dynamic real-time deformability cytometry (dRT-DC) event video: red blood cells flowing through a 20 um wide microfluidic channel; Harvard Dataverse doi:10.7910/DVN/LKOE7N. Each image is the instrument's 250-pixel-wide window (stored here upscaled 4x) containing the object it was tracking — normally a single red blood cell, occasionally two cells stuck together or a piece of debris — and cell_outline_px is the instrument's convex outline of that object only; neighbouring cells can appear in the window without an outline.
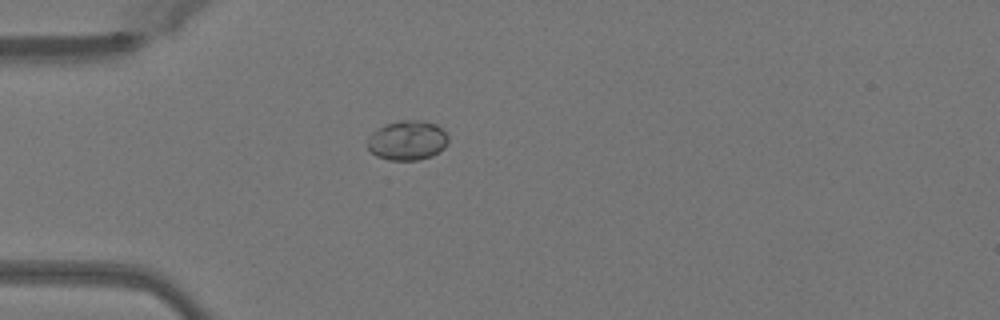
{"species": "Egyptian fruit bat (a non-hibernating species)", "species_latin": "Rousettus aegyptiacus", "temperature_condition": "warm", "stored_images_in_passage": 37, "camera_frame_rate_fps": 3000, "um_per_image_px": 0.085, "animal": {"sex": "female"}, "frame": {"image": 1, "passage_image": 1, "time_ms": 0.0, "image_size_px": [1000, 320], "cell_outline_px": [[448, 144], [444, 148], [432, 156], [416, 160], [388, 160], [376, 156], [368, 148], [368, 136], [372, 132], [384, 124], [400, 120], [420, 120], [436, 124], [448, 136]], "centroid_in_image_um": [34.62, 11.93], "position_along_channel_um": 50.4, "area_um2": 18.73}}
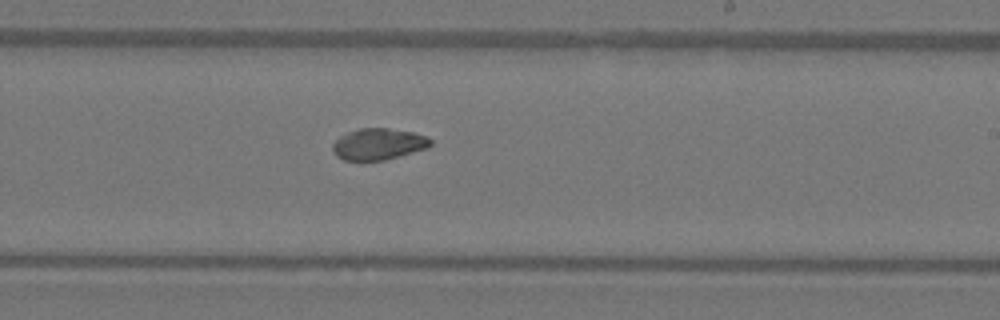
{"frame": {"image": 2, "passage_image": 17, "time_ms": 5.333, "image_size_px": [1000, 320], "cell_outline_px": [[432, 144], [428, 148], [384, 160], [344, 160], [336, 156], [332, 148], [332, 144], [340, 136], [348, 132], [360, 128], [388, 128], [412, 132], [428, 136], [432, 140]], "centroid_in_image_um": [32.18, 12.24], "position_along_channel_um": 256.8, "area_um2": 17.92}}
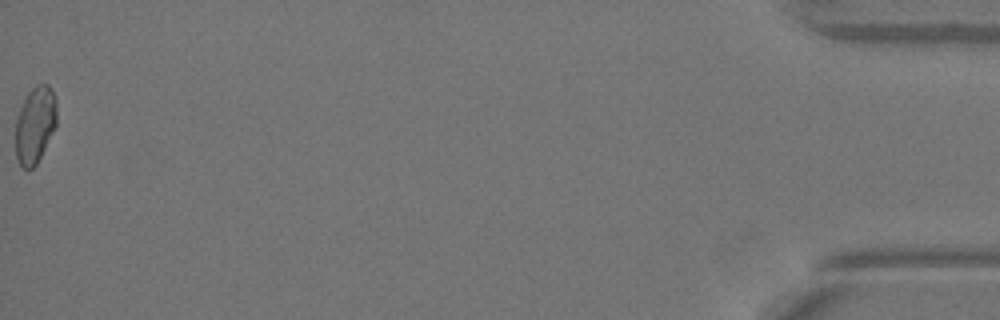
{"frame": {"image": 3, "passage_image": 37, "time_ms": 12.0, "image_size_px": [1000, 320], "cell_outline_px": [[56, 124], [36, 164], [32, 168], [24, 168], [20, 164], [16, 156], [16, 116], [28, 92], [36, 84], [48, 84], [56, 100]], "centroid_in_image_um": [2.97, 10.58], "position_along_channel_um": 432.2, "area_um2": 18.03}, "authors_computed_cell_mechanics": {"area_um2": 18.4382, "velocity_mm_per_s": 4.1052, "shape_relaxation_time_tau1_ms": null, "shape_relaxation_time_tau2_ms": 3.8447, "deformation_change_tau1": null, "deformation_change_tau2": 0.0677}}